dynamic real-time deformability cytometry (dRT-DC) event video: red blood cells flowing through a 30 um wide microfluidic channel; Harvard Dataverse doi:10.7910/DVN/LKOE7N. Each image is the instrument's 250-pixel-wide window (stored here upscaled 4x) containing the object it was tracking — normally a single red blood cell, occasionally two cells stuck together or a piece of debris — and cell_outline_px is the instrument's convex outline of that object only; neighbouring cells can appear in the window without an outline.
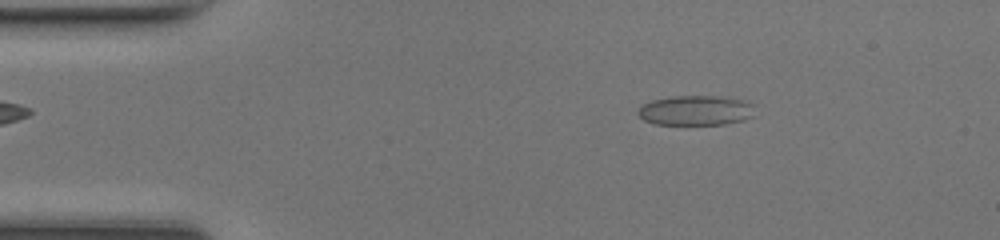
{"species": "common noctule bat (a hibernating species)", "species_latin": "Nyctalus noctula", "temperature_condition": "room temperature", "stored_images_in_passage": 47, "camera_frame_rate_fps": 3000, "um_per_image_px": 0.085, "animal": {"sex": "female", "body_mass_g": 17.0, "forearm_length_mm": 48.0}, "frame": {"image": 1, "passage_image": 7, "time_ms": 2.0, "image_size_px": [1000, 240], "cell_outline_px": [[752, 116], [744, 120], [724, 124], [656, 124], [644, 120], [636, 112], [644, 104], [652, 100], [672, 96], [716, 96], [748, 100], [752, 104]], "centroid_in_image_um": [59.14, 9.38], "position_along_channel_um": 25.9, "area_um2": 20.23}}
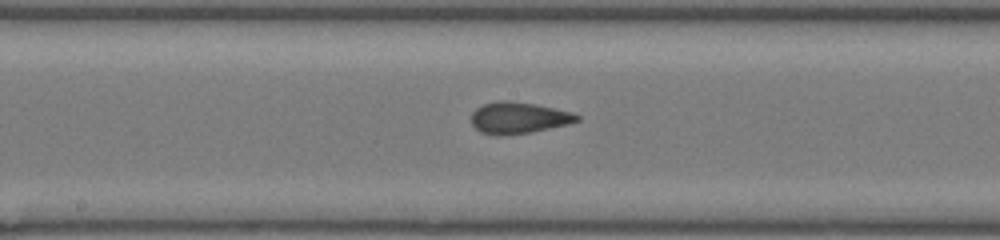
{"frame": {"image": 2, "passage_image": 24, "time_ms": 7.667, "image_size_px": [1000, 240], "cell_outline_px": [[580, 120], [568, 124], [532, 132], [500, 136], [496, 136], [480, 132], [472, 124], [472, 112], [476, 108], [484, 104], [496, 100], [508, 100], [536, 104], [572, 112], [580, 116]], "centroid_in_image_um": [44.07, 10.01], "position_along_channel_um": 204.1, "area_um2": 19.54}}
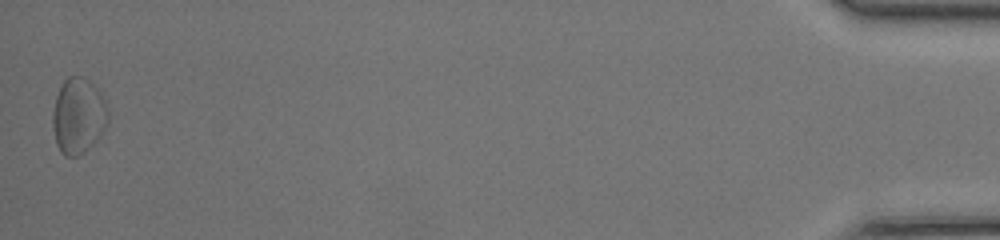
{"frame": {"image": 3, "passage_image": 47, "time_ms": 15.333, "image_size_px": [1000, 240], "cell_outline_px": [[108, 120], [100, 136], [84, 152], [76, 156], [64, 156], [60, 152], [56, 144], [52, 128], [52, 112], [56, 96], [64, 80], [68, 76], [80, 76], [88, 80], [96, 88], [104, 100], [108, 112]], "centroid_in_image_um": [6.62, 9.86], "position_along_channel_um": 428.6, "area_um2": 24.33}, "authors_computed_cell_mechanics": {"area_um2": 19.2474, "velocity_mm_per_s": 4.2739, "shape_relaxation_time_tau1_ms": null, "shape_relaxation_time_tau2_ms": 1.8042, "deformation_change_tau1": null, "deformation_change_tau2": 0.0797}}